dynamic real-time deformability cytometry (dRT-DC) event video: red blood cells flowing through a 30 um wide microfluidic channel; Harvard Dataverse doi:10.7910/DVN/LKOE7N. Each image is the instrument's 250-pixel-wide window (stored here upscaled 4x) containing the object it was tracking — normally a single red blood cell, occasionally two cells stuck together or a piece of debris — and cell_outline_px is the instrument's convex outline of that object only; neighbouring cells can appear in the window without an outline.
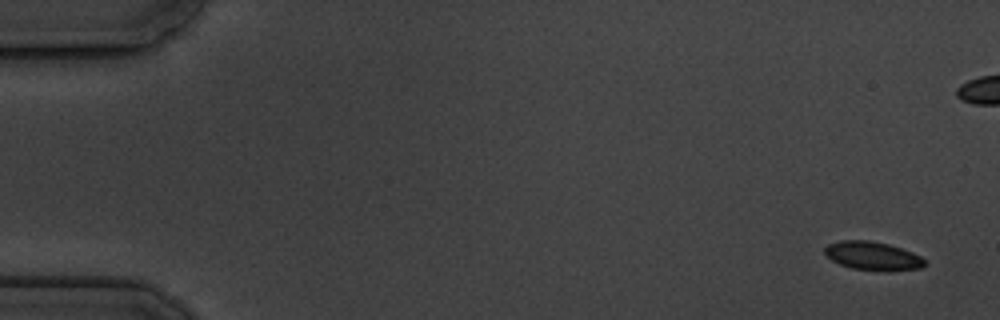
{"species": "common noctule bat (a hibernating species)", "species_latin": "Nyctalus noctula", "temperature_condition": "cold", "stored_images_in_passage": 6, "camera_frame_rate_fps": 3000, "um_per_image_px": 0.085, "animal": {"sex": "male", "body_mass_g": 19.5, "forearm_length_mm": 54.6}, "frame": {"image": 1, "passage_image": 1, "time_ms": 0.0, "image_size_px": [1000, 320], "cell_outline_px": [[924, 264], [920, 268], [888, 272], [852, 268], [840, 264], [832, 260], [824, 252], [824, 248], [828, 244], [840, 240], [868, 240], [888, 244], [912, 252], [920, 256], [924, 260]], "centroid_in_image_um": [74.17, 21.76], "position_along_channel_um": 10.8, "area_um2": 16.59}}